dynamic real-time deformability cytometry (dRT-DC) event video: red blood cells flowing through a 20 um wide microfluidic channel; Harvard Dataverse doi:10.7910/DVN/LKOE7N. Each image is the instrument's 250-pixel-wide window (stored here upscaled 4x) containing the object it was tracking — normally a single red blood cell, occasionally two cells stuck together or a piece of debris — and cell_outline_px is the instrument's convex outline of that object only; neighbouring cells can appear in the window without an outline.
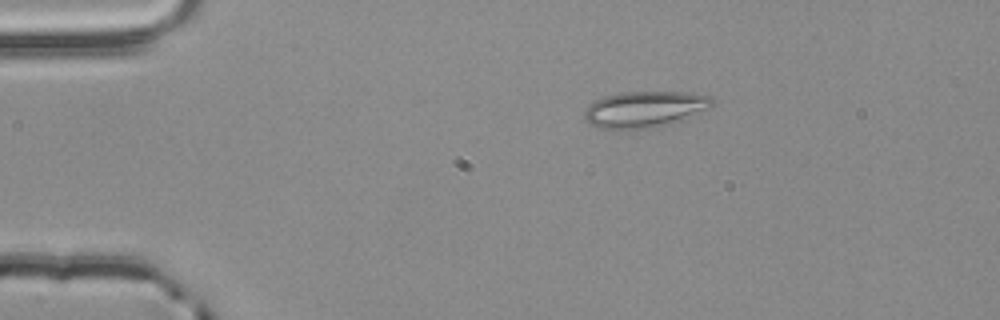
{"species": "common noctule bat (a hibernating species)", "species_latin": "Nyctalus noctula", "temperature_condition": "room temperature", "stored_images_in_passage": 2, "camera_frame_rate_fps": 3000, "um_per_image_px": 0.085, "animal": {"sex": "male", "body_mass_g": 20.4}, "frame": {"image": 1, "passage_image": 1, "time_ms": 0.0, "image_size_px": [1000, 320], "cell_outline_px": [[716, 100], [712, 108], [680, 120], [652, 128], [604, 128], [592, 124], [584, 116], [584, 108], [588, 104], [604, 96], [620, 92], [684, 92], [708, 96]], "centroid_in_image_um": [54.83, 9.26], "position_along_channel_um": 30.2, "area_um2": 26.7}}